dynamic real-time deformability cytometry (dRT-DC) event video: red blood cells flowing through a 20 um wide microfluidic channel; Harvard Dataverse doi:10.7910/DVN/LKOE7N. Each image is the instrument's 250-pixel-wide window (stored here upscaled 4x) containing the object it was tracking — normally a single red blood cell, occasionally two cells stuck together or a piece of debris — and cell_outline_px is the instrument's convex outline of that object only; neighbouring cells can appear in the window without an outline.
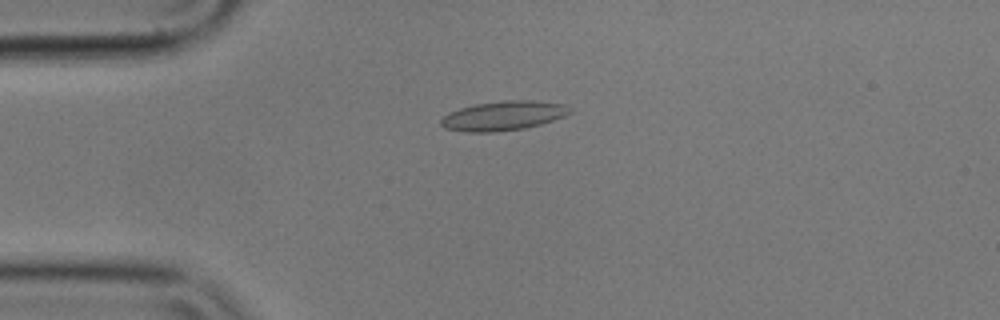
{"species": "common noctule bat (a hibernating species)", "species_latin": "Nyctalus noctula", "temperature_condition": "cold", "stored_images_in_passage": 3, "camera_frame_rate_fps": 3000, "um_per_image_px": 0.085, "animal": {"sex": "male", "body_mass_g": 17.9}, "frame": {"image": 1, "passage_image": 3, "time_ms": 0.667, "image_size_px": [1000, 320], "cell_outline_px": [[572, 112], [564, 116], [540, 124], [524, 128], [496, 132], [464, 132], [444, 128], [440, 124], [440, 120], [448, 112], [460, 108], [476, 104], [508, 100], [532, 100], [564, 104]], "centroid_in_image_um": [42.74, 9.84], "position_along_channel_um": 42.3, "area_um2": 21.96}}